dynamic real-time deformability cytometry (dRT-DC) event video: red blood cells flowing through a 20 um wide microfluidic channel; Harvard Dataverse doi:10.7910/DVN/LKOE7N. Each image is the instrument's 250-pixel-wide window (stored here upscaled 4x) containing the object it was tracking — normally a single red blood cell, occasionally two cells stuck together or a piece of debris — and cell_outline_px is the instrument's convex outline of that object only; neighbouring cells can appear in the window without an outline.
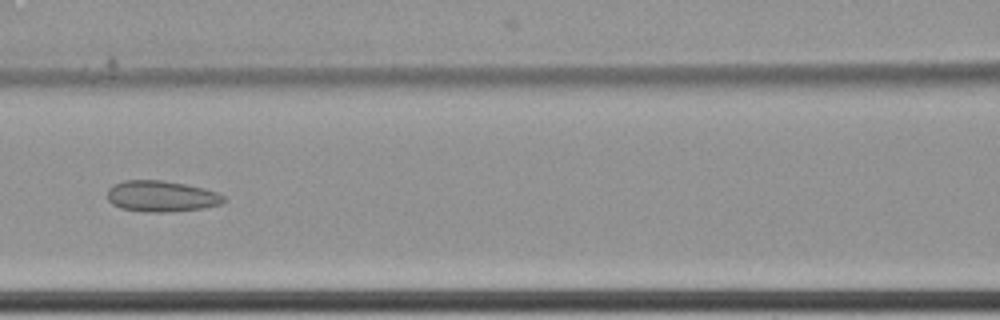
{"species": "common noctule bat (a hibernating species)", "species_latin": "Nyctalus noctula", "temperature_condition": "cold", "stored_images_in_passage": 10, "camera_frame_rate_fps": 3000, "um_per_image_px": 0.085, "animal": {"sex": "female", "body_mass_g": 22.7, "forearm_length_mm": 54.2}, "frame": {"image": 1, "passage_image": 9, "time_ms": 2.667, "image_size_px": [1000, 320], "cell_outline_px": [[228, 200], [220, 204], [200, 208], [168, 212], [148, 212], [120, 208], [112, 204], [108, 200], [108, 188], [112, 184], [124, 180], [164, 180], [204, 188], [216, 192], [224, 196]], "centroid_in_image_um": [13.69, 16.67], "position_along_channel_um": 152.9, "area_um2": 21.1}}
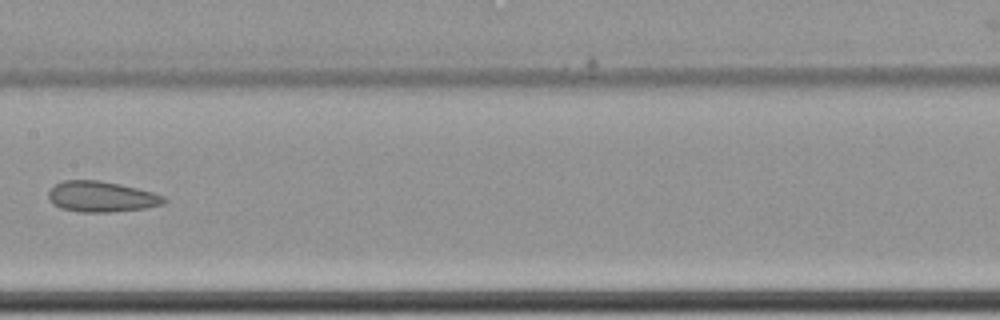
{"frame": {"image": 2, "passage_image": 10, "time_ms": 3.0, "image_size_px": [1000, 320], "cell_outline_px": [[168, 200], [164, 204], [144, 208], [112, 212], [80, 212], [60, 208], [52, 204], [48, 200], [48, 192], [56, 184], [64, 180], [100, 180], [120, 184], [152, 192], [164, 196]], "centroid_in_image_um": [8.61, 16.72], "position_along_channel_um": 198.8, "area_um2": 20.75}}